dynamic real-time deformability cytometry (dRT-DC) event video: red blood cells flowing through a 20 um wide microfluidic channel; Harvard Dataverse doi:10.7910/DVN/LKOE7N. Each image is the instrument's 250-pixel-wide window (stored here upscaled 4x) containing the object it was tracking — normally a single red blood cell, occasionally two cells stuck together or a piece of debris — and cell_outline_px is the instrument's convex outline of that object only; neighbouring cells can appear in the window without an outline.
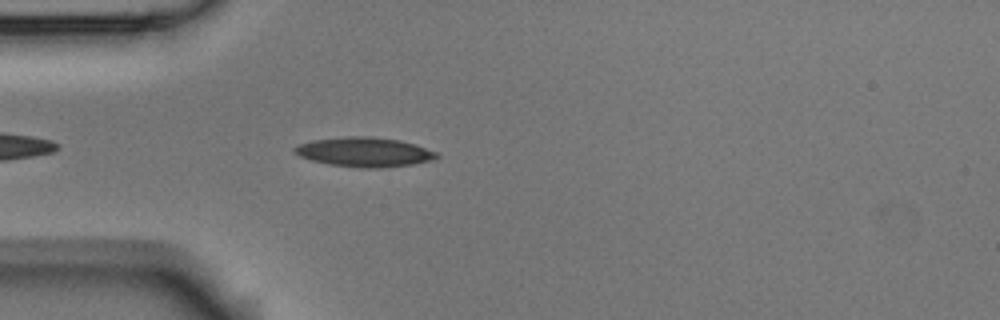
{"species": "Egyptian fruit bat (a non-hibernating species)", "species_latin": "Rousettus aegyptiacus", "temperature_condition": "room temperature", "stored_images_in_passage": 15, "camera_frame_rate_fps": 3000, "um_per_image_px": 0.085, "animal": {"sex": "male"}, "frame": {"image": 1, "passage_image": 4, "time_ms": 1.0, "image_size_px": [1000, 320], "cell_outline_px": [[440, 156], [432, 160], [412, 164], [380, 168], [360, 168], [332, 164], [312, 160], [300, 156], [292, 152], [292, 148], [296, 144], [312, 140], [344, 136], [372, 136], [400, 140], [416, 144], [440, 152]], "centroid_in_image_um": [30.99, 12.91], "position_along_channel_um": 54.0, "area_um2": 24.74}}
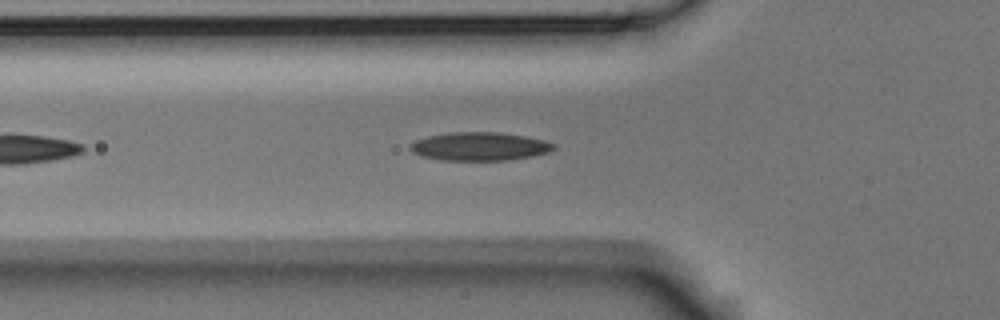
{"frame": {"image": 2, "passage_image": 7, "time_ms": 2.0, "image_size_px": [1000, 320], "cell_outline_px": [[556, 148], [548, 152], [532, 156], [508, 160], [444, 160], [420, 156], [412, 152], [408, 148], [416, 140], [428, 136], [452, 132], [496, 132], [524, 136], [544, 140], [552, 144]], "centroid_in_image_um": [40.74, 12.45], "position_along_channel_um": 85.1, "area_um2": 23.52}}
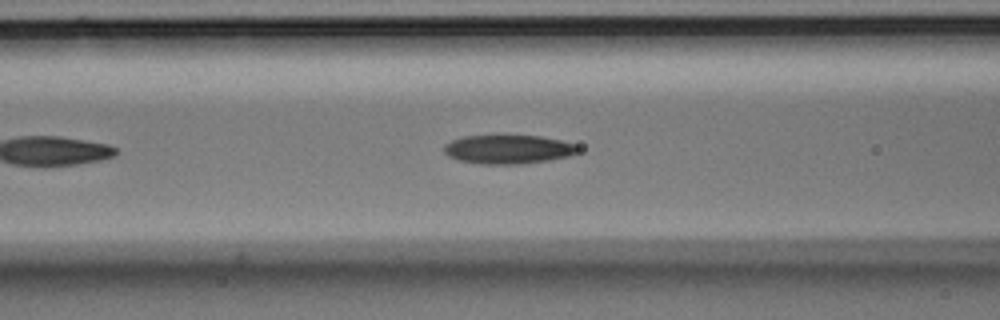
{"frame": {"image": 3, "passage_image": 10, "time_ms": 3.0, "image_size_px": [1000, 320], "cell_outline_px": [[580, 152], [568, 156], [548, 160], [520, 164], [480, 164], [460, 160], [448, 156], [444, 152], [444, 144], [452, 140], [464, 136], [540, 136], [560, 140], [576, 144], [580, 148]], "centroid_in_image_um": [43.21, 12.7], "position_along_channel_um": 123.4, "area_um2": 22.48}}